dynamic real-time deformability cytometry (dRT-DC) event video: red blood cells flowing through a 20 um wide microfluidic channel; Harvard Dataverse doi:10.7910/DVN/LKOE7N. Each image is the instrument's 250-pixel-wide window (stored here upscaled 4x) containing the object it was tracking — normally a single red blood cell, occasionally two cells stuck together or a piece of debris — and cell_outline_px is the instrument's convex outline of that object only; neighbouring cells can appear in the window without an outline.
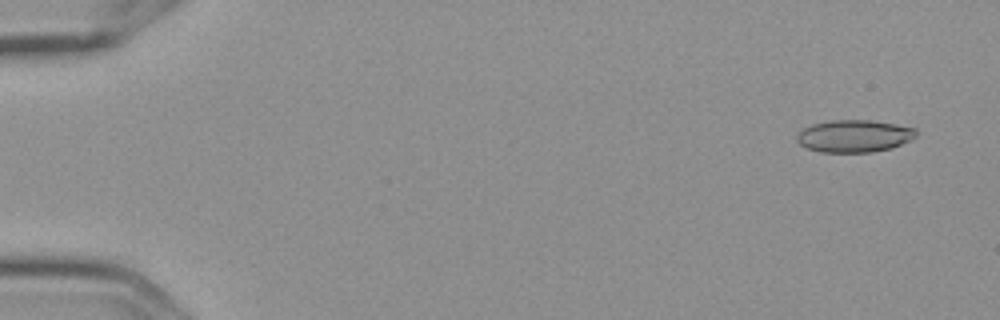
{"species": "Egyptian fruit bat (a non-hibernating species)", "species_latin": "Rousettus aegyptiacus", "temperature_condition": "cold", "stored_images_in_passage": 8, "camera_frame_rate_fps": 3000, "um_per_image_px": 0.085, "frame": {"image": 1, "passage_image": 2, "time_ms": 0.333, "image_size_px": [1000, 320], "cell_outline_px": [[916, 136], [912, 140], [892, 148], [872, 152], [820, 152], [808, 148], [800, 144], [796, 140], [796, 136], [804, 128], [812, 124], [828, 120], [872, 120], [896, 124], [916, 128]], "centroid_in_image_um": [72.63, 11.56], "position_along_channel_um": 12.4, "area_um2": 22.6}}
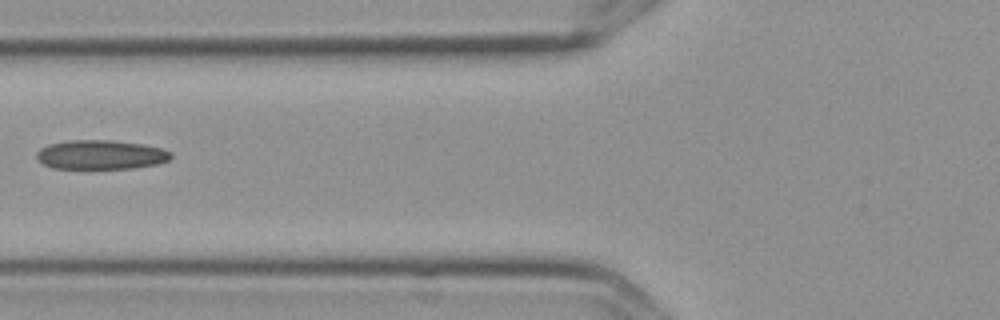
{"frame": {"image": 2, "passage_image": 7, "time_ms": 2.0, "image_size_px": [1000, 320], "cell_outline_px": [[172, 156], [168, 160], [156, 164], [132, 168], [52, 168], [44, 164], [36, 156], [36, 152], [40, 148], [48, 144], [68, 140], [112, 140], [144, 144], [160, 148], [172, 152]], "centroid_in_image_um": [8.56, 13.14], "position_along_channel_um": 117.2, "area_um2": 22.83}}
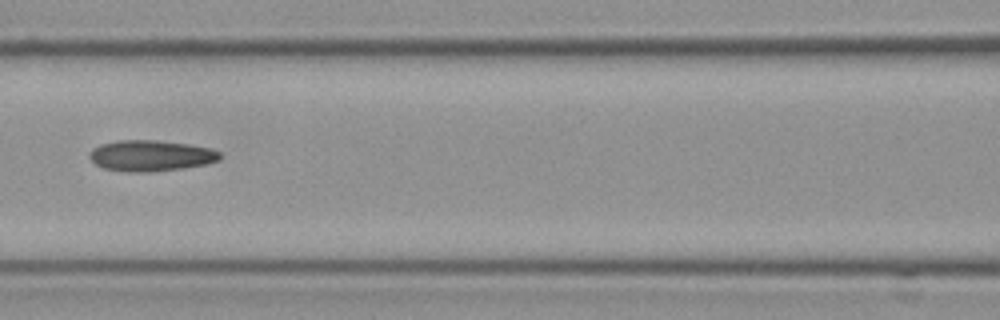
{"frame": {"image": 3, "passage_image": 8, "time_ms": 2.333, "image_size_px": [1000, 320], "cell_outline_px": [[220, 160], [204, 164], [180, 168], [152, 172], [128, 172], [104, 168], [96, 164], [88, 156], [92, 148], [100, 144], [116, 140], [156, 140], [188, 144], [212, 148], [220, 152]], "centroid_in_image_um": [12.8, 13.22], "position_along_channel_um": 153.8, "area_um2": 23.52}}